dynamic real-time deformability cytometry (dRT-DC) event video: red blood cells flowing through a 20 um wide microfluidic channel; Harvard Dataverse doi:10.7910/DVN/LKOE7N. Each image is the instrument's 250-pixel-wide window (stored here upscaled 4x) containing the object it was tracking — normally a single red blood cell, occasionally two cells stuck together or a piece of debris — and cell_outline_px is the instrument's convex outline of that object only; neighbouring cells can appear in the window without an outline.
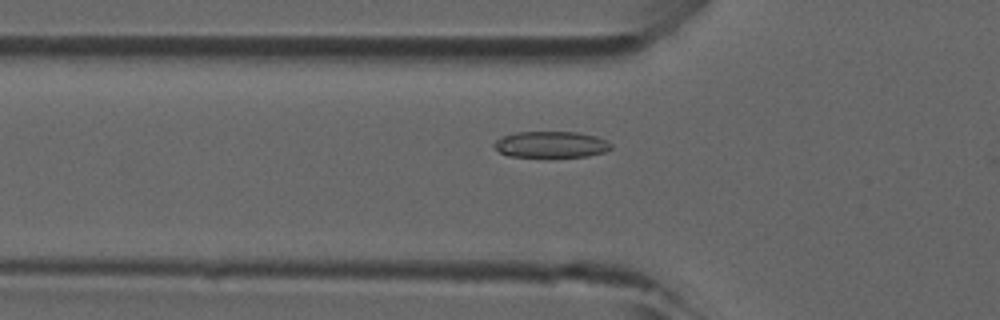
{"species": "common noctule bat (a hibernating species)", "species_latin": "Nyctalus noctula", "temperature_condition": "room temperature", "stored_images_in_passage": 38, "camera_frame_rate_fps": 3000, "um_per_image_px": 0.085, "animal": {"sex": "male", "forearm_length_mm": 52.5}, "frame": {"image": 1, "passage_image": 7, "time_ms": 2.0, "image_size_px": [1000, 320], "cell_outline_px": [[612, 148], [604, 152], [588, 156], [548, 160], [508, 156], [500, 152], [492, 144], [500, 136], [516, 132], [576, 132], [596, 136], [612, 144]], "centroid_in_image_um": [46.8, 12.34], "position_along_channel_um": 79.0, "area_um2": 18.9}}
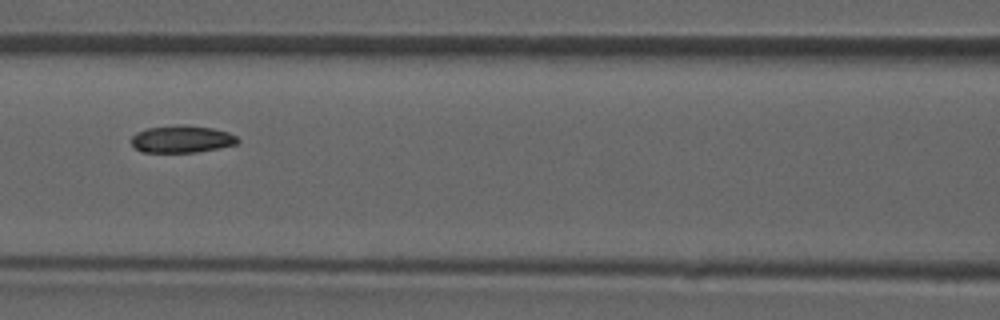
{"frame": {"image": 2, "passage_image": 12, "time_ms": 3.667, "image_size_px": [1000, 320], "cell_outline_px": [[240, 140], [236, 144], [196, 152], [140, 152], [132, 144], [132, 136], [136, 132], [148, 128], [176, 124], [180, 124], [212, 128], [228, 132], [236, 136]], "centroid_in_image_um": [15.43, 11.81], "position_along_channel_um": 151.2, "area_um2": 16.82}}